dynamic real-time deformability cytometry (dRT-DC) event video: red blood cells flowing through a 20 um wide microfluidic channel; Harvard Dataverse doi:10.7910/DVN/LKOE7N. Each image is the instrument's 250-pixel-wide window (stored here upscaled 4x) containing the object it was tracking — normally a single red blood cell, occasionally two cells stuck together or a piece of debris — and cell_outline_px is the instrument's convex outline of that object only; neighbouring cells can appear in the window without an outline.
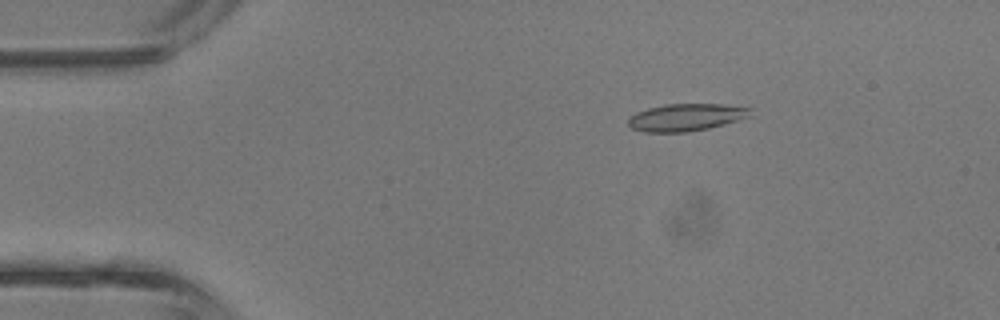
{"species": "common noctule bat (a hibernating species)", "species_latin": "Nyctalus noctula", "temperature_condition": "room temperature", "stored_images_in_passage": 41, "camera_frame_rate_fps": 3000, "um_per_image_px": 0.085, "animal": {"sex": "male", "body_mass_g": 13.3}, "frame": {"image": 1, "passage_image": 7, "time_ms": 2.0, "image_size_px": [1000, 320], "cell_outline_px": [[752, 116], [724, 124], [708, 128], [688, 132], [644, 132], [632, 128], [628, 124], [628, 116], [636, 112], [648, 108], [664, 104], [724, 104], [752, 108]], "centroid_in_image_um": [58.32, 9.96], "position_along_channel_um": 26.7, "area_um2": 19.59}}
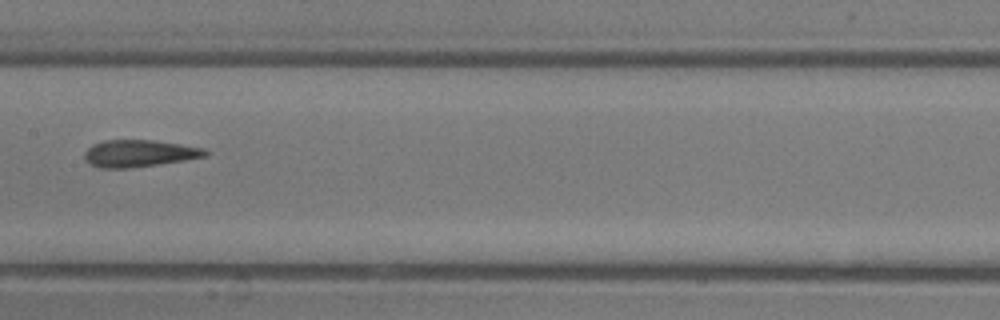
{"frame": {"image": 2, "passage_image": 21, "time_ms": 6.667, "image_size_px": [1000, 320], "cell_outline_px": [[212, 152], [208, 156], [184, 160], [128, 168], [100, 168], [88, 164], [84, 160], [84, 152], [92, 144], [104, 140], [152, 140], [180, 144], [204, 148]], "centroid_in_image_um": [11.82, 13.03], "position_along_channel_um": 195.6, "area_um2": 19.13}}
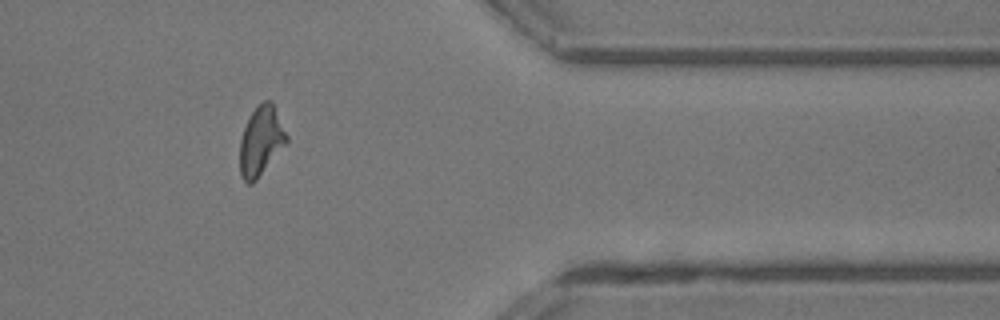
{"frame": {"image": 3, "passage_image": 34, "time_ms": 11.0, "image_size_px": [1000, 320], "cell_outline_px": [[288, 144], [256, 180], [252, 184], [248, 184], [240, 176], [240, 140], [244, 128], [252, 112], [264, 100], [272, 100], [288, 136]], "centroid_in_image_um": [22.21, 12.01], "position_along_channel_um": 389.2, "area_um2": 19.02}, "authors_computed_cell_mechanics": {"area_um2": 18.9006, "velocity_mm_per_s": 4.9721, "shape_relaxation_time_tau1_ms": 5.772, "shape_relaxation_time_tau2_ms": 1.5848, "deformation_change_tau1": 0.1761, "deformation_change_tau2": 0.1057}}